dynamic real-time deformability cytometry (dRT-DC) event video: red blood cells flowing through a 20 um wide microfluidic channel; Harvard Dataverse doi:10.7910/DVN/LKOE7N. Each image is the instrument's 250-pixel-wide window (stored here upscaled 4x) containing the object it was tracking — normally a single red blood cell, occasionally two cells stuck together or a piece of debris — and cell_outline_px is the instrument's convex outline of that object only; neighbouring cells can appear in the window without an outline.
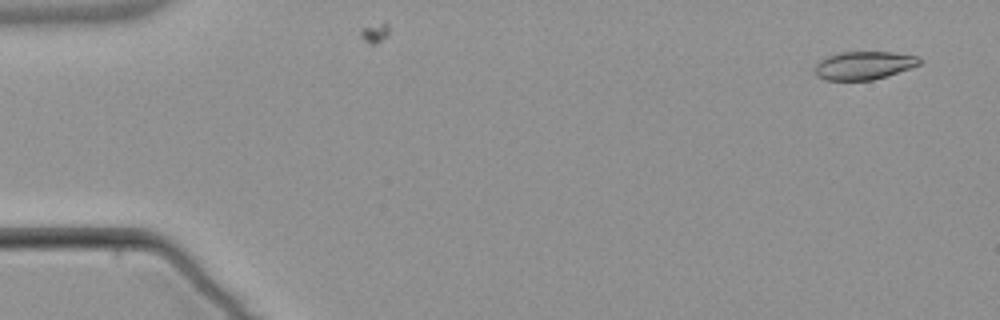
{"species": "common noctule bat (a hibernating species)", "species_latin": "Nyctalus noctula", "temperature_condition": "warm", "stored_images_in_passage": 4, "camera_frame_rate_fps": 3000, "um_per_image_px": 0.085, "animal": {"sex": "male", "body_mass_g": 21.5, "forearm_length_mm": 52.0}, "frame": {"image": 1, "passage_image": 1, "time_ms": 0.0, "image_size_px": [1000, 320], "cell_outline_px": [[924, 60], [920, 64], [872, 80], [824, 80], [816, 76], [812, 68], [820, 60], [828, 56], [840, 52], [892, 52], [920, 56]], "centroid_in_image_um": [73.39, 5.55], "position_along_channel_um": 11.6, "area_um2": 17.22}}
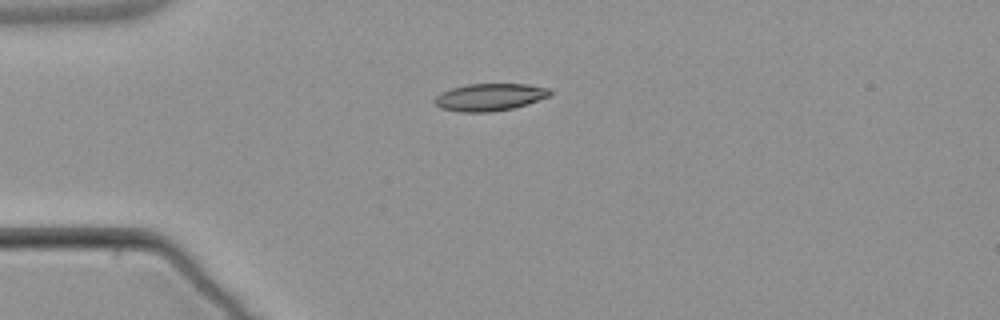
{"frame": {"image": 2, "passage_image": 4, "time_ms": 3.667, "image_size_px": [1000, 320], "cell_outline_px": [[552, 92], [548, 96], [512, 108], [492, 112], [460, 112], [440, 108], [432, 100], [440, 92], [452, 88], [468, 84], [528, 84], [548, 88]], "centroid_in_image_um": [41.56, 8.25], "position_along_channel_um": 43.4, "area_um2": 18.21}}